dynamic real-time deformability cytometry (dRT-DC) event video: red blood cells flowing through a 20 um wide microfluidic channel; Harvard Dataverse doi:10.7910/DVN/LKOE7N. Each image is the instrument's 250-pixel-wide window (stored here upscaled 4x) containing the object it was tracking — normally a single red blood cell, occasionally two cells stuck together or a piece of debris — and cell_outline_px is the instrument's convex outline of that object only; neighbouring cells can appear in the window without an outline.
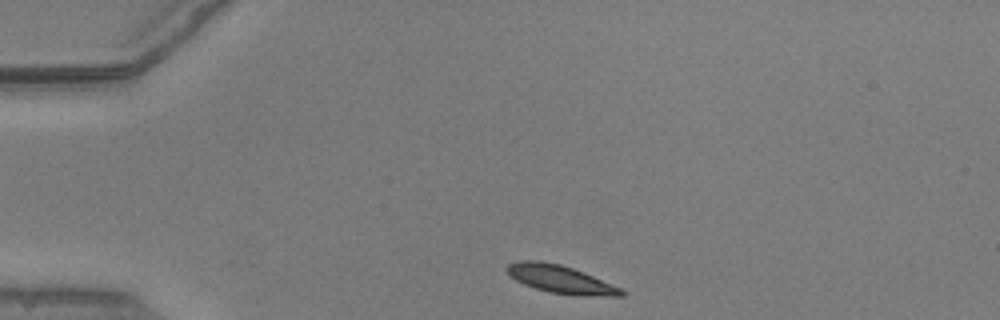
{"species": "common noctule bat (a hibernating species)", "species_latin": "Nyctalus noctula", "temperature_condition": "warm", "stored_images_in_passage": 42, "camera_frame_rate_fps": 3000, "um_per_image_px": 0.085, "animal": {"sex": "male", "body_mass_g": 20.5, "forearm_length_mm": 52.5}, "frame": {"image": 1, "passage_image": 1, "time_ms": 0.0, "image_size_px": [1000, 320], "cell_outline_px": [[628, 292], [624, 296], [584, 296], [548, 292], [524, 284], [516, 280], [504, 268], [508, 264], [516, 260], [540, 260], [560, 264], [584, 272], [620, 288]], "centroid_in_image_um": [47.65, 23.73], "position_along_channel_um": 37.4, "area_um2": 18.67}}
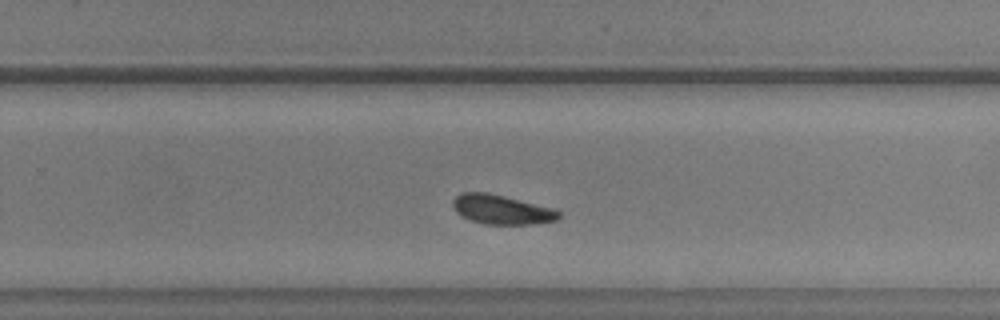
{"frame": {"image": 2, "passage_image": 24, "time_ms": 7.667, "image_size_px": [1000, 320], "cell_outline_px": [[560, 216], [556, 220], [536, 224], [484, 224], [472, 220], [456, 212], [452, 204], [452, 200], [460, 192], [484, 192], [552, 208], [560, 212]], "centroid_in_image_um": [42.61, 17.82], "position_along_channel_um": 287.2, "area_um2": 17.74}}
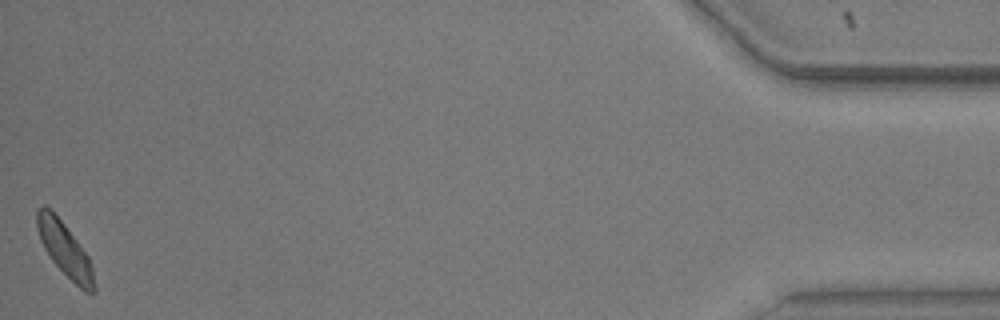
{"frame": {"image": 3, "passage_image": 42, "time_ms": 13.667, "image_size_px": [1000, 320], "cell_outline_px": [[96, 292], [92, 296], [84, 292], [52, 260], [44, 248], [40, 240], [36, 224], [36, 212], [44, 204], [64, 224], [88, 256], [92, 268], [96, 288]], "centroid_in_image_um": [5.53, 21.26], "position_along_channel_um": 429.7, "area_um2": 17.57}, "authors_computed_cell_mechanics": {"area_um2": 18.2937, "velocity_mm_per_s": 3.8311, "shape_relaxation_time_tau1_ms": 2.935, "shape_relaxation_time_tau2_ms": null, "deformation_change_tau1": 0.0971, "deformation_change_tau2": null}}